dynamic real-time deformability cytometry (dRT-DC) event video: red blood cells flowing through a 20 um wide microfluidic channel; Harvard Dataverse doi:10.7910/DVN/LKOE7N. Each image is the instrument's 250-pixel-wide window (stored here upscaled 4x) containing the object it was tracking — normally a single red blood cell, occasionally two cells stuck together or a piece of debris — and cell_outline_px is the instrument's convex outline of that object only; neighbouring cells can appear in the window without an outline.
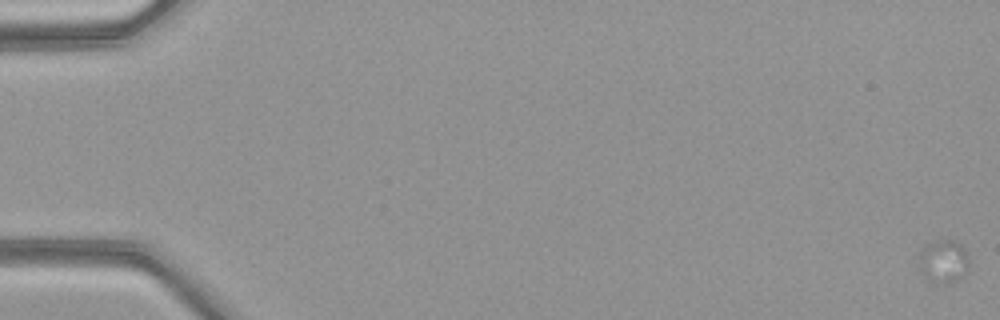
{"species": "common noctule bat (a hibernating species)", "species_latin": "Nyctalus noctula", "temperature_condition": "warm", "stored_images_in_passage": 24, "camera_frame_rate_fps": 3000, "um_per_image_px": 0.085, "animal": {"sex": "female", "body_mass_g": 21.9}, "frame": {"image": 1, "passage_image": 1, "time_ms": 0.0, "image_size_px": [1000, 320], "cell_outline_px": [[968, 268], [964, 276], [948, 284], [936, 284], [924, 276], [916, 268], [920, 252], [924, 244], [940, 240], [952, 240], [960, 244], [968, 252]], "centroid_in_image_um": [80.16, 22.23], "position_along_channel_um": 4.8, "area_um2": 13.06}}
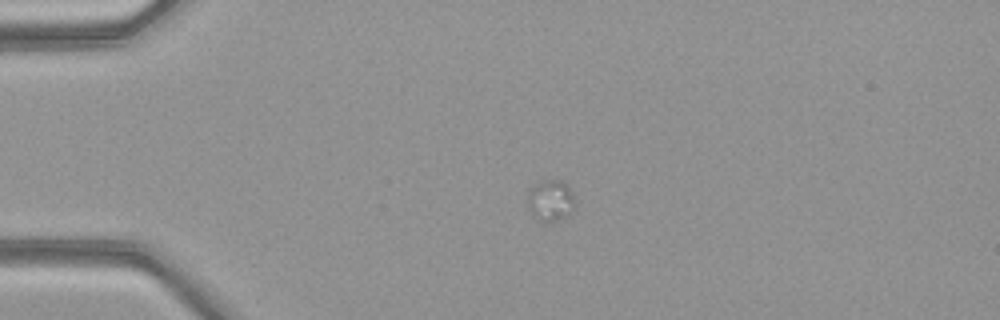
{"frame": {"image": 2, "passage_image": 14, "time_ms": 4.333, "image_size_px": [1000, 320], "cell_outline_px": [[576, 208], [572, 212], [556, 220], [540, 220], [528, 208], [528, 188], [544, 180], [564, 180], [572, 192], [576, 204]], "centroid_in_image_um": [46.83, 16.99], "position_along_channel_um": 38.2, "area_um2": 11.27}}